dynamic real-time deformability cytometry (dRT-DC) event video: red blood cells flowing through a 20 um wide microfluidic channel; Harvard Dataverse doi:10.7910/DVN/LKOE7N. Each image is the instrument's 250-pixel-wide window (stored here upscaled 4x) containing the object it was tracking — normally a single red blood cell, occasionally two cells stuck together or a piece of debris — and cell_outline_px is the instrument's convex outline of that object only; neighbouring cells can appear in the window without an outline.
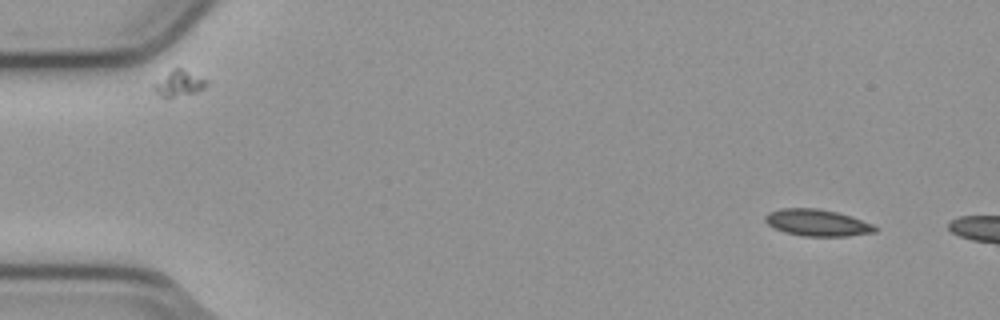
{"species": "common noctule bat (a hibernating species)", "species_latin": "Nyctalus noctula", "temperature_condition": "cold", "stored_images_in_passage": 7, "camera_frame_rate_fps": 3000, "um_per_image_px": 0.085, "animal": {"sex": "male", "body_mass_g": 23.1, "forearm_length_mm": 52.7}, "frame": {"image": 1, "passage_image": 4, "time_ms": 1.0, "image_size_px": [1000, 320], "cell_outline_px": [[880, 228], [876, 232], [848, 236], [804, 236], [784, 232], [772, 228], [764, 220], [764, 216], [768, 212], [780, 208], [816, 208], [836, 212], [852, 216], [872, 224]], "centroid_in_image_um": [69.45, 18.93], "position_along_channel_um": 15.5, "area_um2": 17.28}}